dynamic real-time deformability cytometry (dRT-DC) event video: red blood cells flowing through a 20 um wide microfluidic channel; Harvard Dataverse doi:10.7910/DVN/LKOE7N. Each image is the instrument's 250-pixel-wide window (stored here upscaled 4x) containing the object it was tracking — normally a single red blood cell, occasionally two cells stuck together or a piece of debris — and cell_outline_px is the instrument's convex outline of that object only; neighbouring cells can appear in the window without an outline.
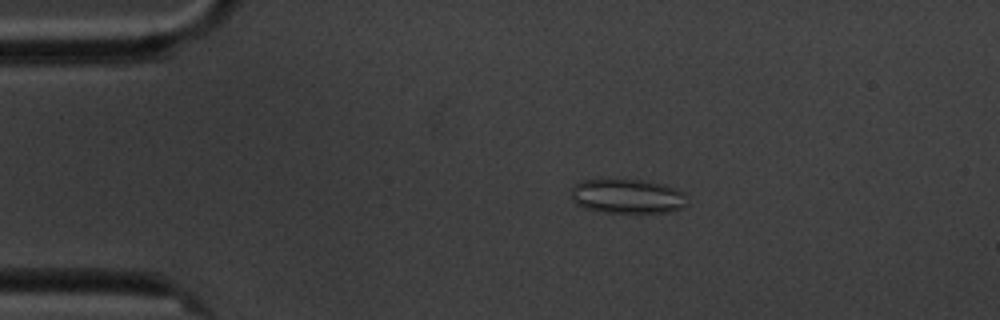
{"species": "common noctule bat (a hibernating species)", "species_latin": "Nyctalus noctula", "temperature_condition": "cold", "stored_images_in_passage": 9, "camera_frame_rate_fps": 3000, "um_per_image_px": 0.085, "animal": {"sex": "male", "body_mass_g": 20.1, "forearm_length_mm": 53.5}, "frame": {"image": 1, "passage_image": 4, "time_ms": 3.333, "image_size_px": [1000, 320], "cell_outline_px": [[688, 204], [680, 208], [668, 212], [600, 212], [584, 208], [576, 204], [572, 200], [572, 184], [580, 180], [648, 180], [664, 184], [684, 192]], "centroid_in_image_um": [53.31, 16.67], "position_along_channel_um": 31.7, "area_um2": 23.41}}
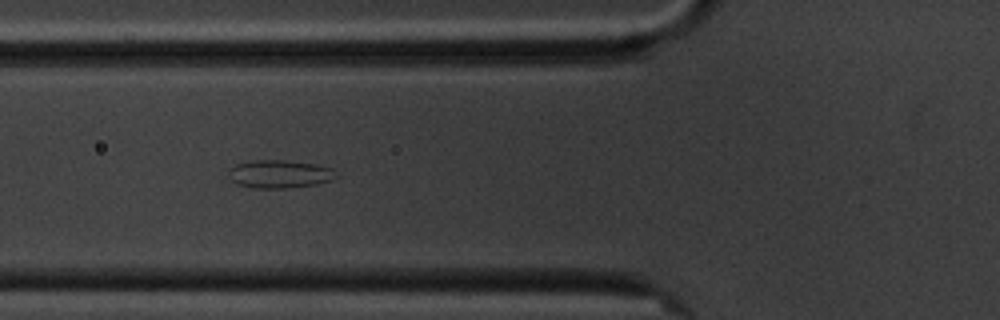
{"frame": {"image": 2, "passage_image": 7, "time_ms": 6.667, "image_size_px": [1000, 320], "cell_outline_px": [[340, 176], [332, 180], [316, 184], [284, 188], [252, 188], [236, 184], [228, 176], [228, 172], [236, 164], [252, 160], [284, 160], [316, 164], [332, 168]], "centroid_in_image_um": [23.78, 14.79], "position_along_channel_um": 102.0, "area_um2": 17.69}}
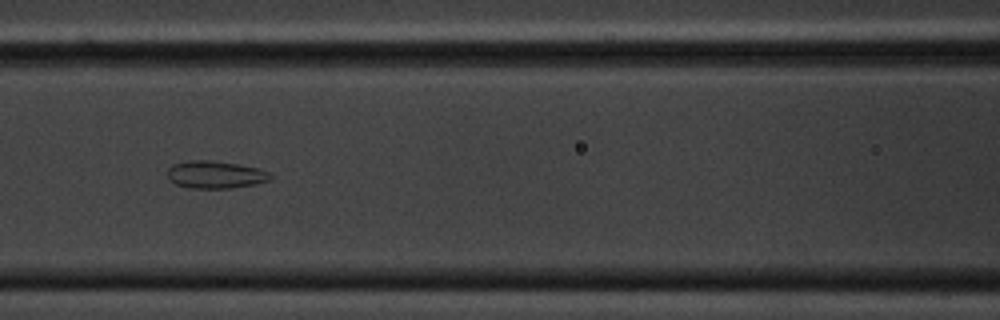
{"frame": {"image": 3, "passage_image": 8, "time_ms": 8.0, "image_size_px": [1000, 320], "cell_outline_px": [[272, 180], [256, 184], [228, 188], [188, 188], [176, 184], [168, 180], [168, 168], [176, 164], [188, 160], [212, 160], [260, 168], [268, 172], [272, 176]], "centroid_in_image_um": [18.32, 14.85], "position_along_channel_um": 148.3, "area_um2": 16.53}}